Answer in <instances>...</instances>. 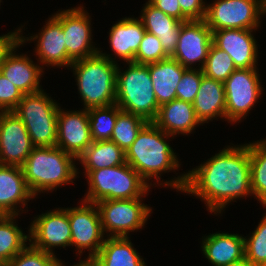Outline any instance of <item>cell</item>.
Returning a JSON list of instances; mask_svg holds the SVG:
<instances>
[{"instance_id": "obj_39", "label": "cell", "mask_w": 266, "mask_h": 266, "mask_svg": "<svg viewBox=\"0 0 266 266\" xmlns=\"http://www.w3.org/2000/svg\"><path fill=\"white\" fill-rule=\"evenodd\" d=\"M182 14L188 20H204L206 6L203 0H178Z\"/></svg>"}, {"instance_id": "obj_1", "label": "cell", "mask_w": 266, "mask_h": 266, "mask_svg": "<svg viewBox=\"0 0 266 266\" xmlns=\"http://www.w3.org/2000/svg\"><path fill=\"white\" fill-rule=\"evenodd\" d=\"M164 183L199 196L211 213H221L233 199L252 194L249 144L228 146L187 174Z\"/></svg>"}, {"instance_id": "obj_34", "label": "cell", "mask_w": 266, "mask_h": 266, "mask_svg": "<svg viewBox=\"0 0 266 266\" xmlns=\"http://www.w3.org/2000/svg\"><path fill=\"white\" fill-rule=\"evenodd\" d=\"M244 251L253 266H266V215L250 238H244Z\"/></svg>"}, {"instance_id": "obj_3", "label": "cell", "mask_w": 266, "mask_h": 266, "mask_svg": "<svg viewBox=\"0 0 266 266\" xmlns=\"http://www.w3.org/2000/svg\"><path fill=\"white\" fill-rule=\"evenodd\" d=\"M109 56L99 52L75 61L70 66L75 72L85 109L115 104L118 66Z\"/></svg>"}, {"instance_id": "obj_29", "label": "cell", "mask_w": 266, "mask_h": 266, "mask_svg": "<svg viewBox=\"0 0 266 266\" xmlns=\"http://www.w3.org/2000/svg\"><path fill=\"white\" fill-rule=\"evenodd\" d=\"M15 215H0V265H6L21 252L30 239L15 225Z\"/></svg>"}, {"instance_id": "obj_4", "label": "cell", "mask_w": 266, "mask_h": 266, "mask_svg": "<svg viewBox=\"0 0 266 266\" xmlns=\"http://www.w3.org/2000/svg\"><path fill=\"white\" fill-rule=\"evenodd\" d=\"M73 160L77 159L57 146L34 147L21 166L32 194L73 183L78 174Z\"/></svg>"}, {"instance_id": "obj_8", "label": "cell", "mask_w": 266, "mask_h": 266, "mask_svg": "<svg viewBox=\"0 0 266 266\" xmlns=\"http://www.w3.org/2000/svg\"><path fill=\"white\" fill-rule=\"evenodd\" d=\"M264 0H217L206 5L204 21L212 30L257 29Z\"/></svg>"}, {"instance_id": "obj_14", "label": "cell", "mask_w": 266, "mask_h": 266, "mask_svg": "<svg viewBox=\"0 0 266 266\" xmlns=\"http://www.w3.org/2000/svg\"><path fill=\"white\" fill-rule=\"evenodd\" d=\"M34 148L22 120L14 111H1L0 164L22 166Z\"/></svg>"}, {"instance_id": "obj_10", "label": "cell", "mask_w": 266, "mask_h": 266, "mask_svg": "<svg viewBox=\"0 0 266 266\" xmlns=\"http://www.w3.org/2000/svg\"><path fill=\"white\" fill-rule=\"evenodd\" d=\"M256 68H238L224 82L226 119L239 121L254 107L262 93Z\"/></svg>"}, {"instance_id": "obj_44", "label": "cell", "mask_w": 266, "mask_h": 266, "mask_svg": "<svg viewBox=\"0 0 266 266\" xmlns=\"http://www.w3.org/2000/svg\"><path fill=\"white\" fill-rule=\"evenodd\" d=\"M264 13H266V0H264Z\"/></svg>"}, {"instance_id": "obj_2", "label": "cell", "mask_w": 266, "mask_h": 266, "mask_svg": "<svg viewBox=\"0 0 266 266\" xmlns=\"http://www.w3.org/2000/svg\"><path fill=\"white\" fill-rule=\"evenodd\" d=\"M172 135L165 133L153 122H148L139 132L133 144L125 151L128 163L147 182L161 172L178 169V159L166 142Z\"/></svg>"}, {"instance_id": "obj_11", "label": "cell", "mask_w": 266, "mask_h": 266, "mask_svg": "<svg viewBox=\"0 0 266 266\" xmlns=\"http://www.w3.org/2000/svg\"><path fill=\"white\" fill-rule=\"evenodd\" d=\"M83 205L68 208L71 229V245L77 247L79 255L89 249L87 261H91L100 251L105 239L99 210L95 203L86 201Z\"/></svg>"}, {"instance_id": "obj_40", "label": "cell", "mask_w": 266, "mask_h": 266, "mask_svg": "<svg viewBox=\"0 0 266 266\" xmlns=\"http://www.w3.org/2000/svg\"><path fill=\"white\" fill-rule=\"evenodd\" d=\"M153 6L179 21H189L183 14L178 0H148Z\"/></svg>"}, {"instance_id": "obj_16", "label": "cell", "mask_w": 266, "mask_h": 266, "mask_svg": "<svg viewBox=\"0 0 266 266\" xmlns=\"http://www.w3.org/2000/svg\"><path fill=\"white\" fill-rule=\"evenodd\" d=\"M92 142L88 110L64 112L59 107L56 146L78 159Z\"/></svg>"}, {"instance_id": "obj_5", "label": "cell", "mask_w": 266, "mask_h": 266, "mask_svg": "<svg viewBox=\"0 0 266 266\" xmlns=\"http://www.w3.org/2000/svg\"><path fill=\"white\" fill-rule=\"evenodd\" d=\"M127 70L117 68L116 100L120 109L153 122L159 111L149 68L144 64L127 62Z\"/></svg>"}, {"instance_id": "obj_19", "label": "cell", "mask_w": 266, "mask_h": 266, "mask_svg": "<svg viewBox=\"0 0 266 266\" xmlns=\"http://www.w3.org/2000/svg\"><path fill=\"white\" fill-rule=\"evenodd\" d=\"M41 30L39 36L26 38L27 41L38 39L36 53L39 61L43 65L70 67L73 62L67 56L61 21L54 15Z\"/></svg>"}, {"instance_id": "obj_25", "label": "cell", "mask_w": 266, "mask_h": 266, "mask_svg": "<svg viewBox=\"0 0 266 266\" xmlns=\"http://www.w3.org/2000/svg\"><path fill=\"white\" fill-rule=\"evenodd\" d=\"M203 239V254L214 266H224L245 257L244 237L238 234L214 233Z\"/></svg>"}, {"instance_id": "obj_32", "label": "cell", "mask_w": 266, "mask_h": 266, "mask_svg": "<svg viewBox=\"0 0 266 266\" xmlns=\"http://www.w3.org/2000/svg\"><path fill=\"white\" fill-rule=\"evenodd\" d=\"M147 123V120L138 115L121 111L117 115L110 140L126 151Z\"/></svg>"}, {"instance_id": "obj_20", "label": "cell", "mask_w": 266, "mask_h": 266, "mask_svg": "<svg viewBox=\"0 0 266 266\" xmlns=\"http://www.w3.org/2000/svg\"><path fill=\"white\" fill-rule=\"evenodd\" d=\"M25 40V36L21 34V42L7 55L0 67L3 76L15 84L24 95L42 90L39 81L43 72L42 68L35 65L28 56L15 54L14 50L26 42Z\"/></svg>"}, {"instance_id": "obj_9", "label": "cell", "mask_w": 266, "mask_h": 266, "mask_svg": "<svg viewBox=\"0 0 266 266\" xmlns=\"http://www.w3.org/2000/svg\"><path fill=\"white\" fill-rule=\"evenodd\" d=\"M142 198L101 200L97 203L104 232L110 237H128L129 231L142 228L152 211Z\"/></svg>"}, {"instance_id": "obj_42", "label": "cell", "mask_w": 266, "mask_h": 266, "mask_svg": "<svg viewBox=\"0 0 266 266\" xmlns=\"http://www.w3.org/2000/svg\"><path fill=\"white\" fill-rule=\"evenodd\" d=\"M224 266H253L246 257H243L241 260L229 263L227 265Z\"/></svg>"}, {"instance_id": "obj_36", "label": "cell", "mask_w": 266, "mask_h": 266, "mask_svg": "<svg viewBox=\"0 0 266 266\" xmlns=\"http://www.w3.org/2000/svg\"><path fill=\"white\" fill-rule=\"evenodd\" d=\"M60 260L50 254L33 247L31 244L15 255L6 266H55Z\"/></svg>"}, {"instance_id": "obj_31", "label": "cell", "mask_w": 266, "mask_h": 266, "mask_svg": "<svg viewBox=\"0 0 266 266\" xmlns=\"http://www.w3.org/2000/svg\"><path fill=\"white\" fill-rule=\"evenodd\" d=\"M93 141L110 140L117 115L122 111L115 103L105 107L87 109Z\"/></svg>"}, {"instance_id": "obj_15", "label": "cell", "mask_w": 266, "mask_h": 266, "mask_svg": "<svg viewBox=\"0 0 266 266\" xmlns=\"http://www.w3.org/2000/svg\"><path fill=\"white\" fill-rule=\"evenodd\" d=\"M212 44V30L204 20H189L181 24V32L174 53L170 56L185 68L200 62L203 68Z\"/></svg>"}, {"instance_id": "obj_21", "label": "cell", "mask_w": 266, "mask_h": 266, "mask_svg": "<svg viewBox=\"0 0 266 266\" xmlns=\"http://www.w3.org/2000/svg\"><path fill=\"white\" fill-rule=\"evenodd\" d=\"M153 123L172 136L179 133L186 135L202 124L196 116L193 103L178 99L161 105Z\"/></svg>"}, {"instance_id": "obj_12", "label": "cell", "mask_w": 266, "mask_h": 266, "mask_svg": "<svg viewBox=\"0 0 266 266\" xmlns=\"http://www.w3.org/2000/svg\"><path fill=\"white\" fill-rule=\"evenodd\" d=\"M82 6L54 14L62 24L67 56L78 61L100 52L91 42L90 16Z\"/></svg>"}, {"instance_id": "obj_27", "label": "cell", "mask_w": 266, "mask_h": 266, "mask_svg": "<svg viewBox=\"0 0 266 266\" xmlns=\"http://www.w3.org/2000/svg\"><path fill=\"white\" fill-rule=\"evenodd\" d=\"M91 266H147L129 237H108L98 254L89 261Z\"/></svg>"}, {"instance_id": "obj_23", "label": "cell", "mask_w": 266, "mask_h": 266, "mask_svg": "<svg viewBox=\"0 0 266 266\" xmlns=\"http://www.w3.org/2000/svg\"><path fill=\"white\" fill-rule=\"evenodd\" d=\"M141 19L123 18L109 32V43L117 57L133 62L145 33Z\"/></svg>"}, {"instance_id": "obj_28", "label": "cell", "mask_w": 266, "mask_h": 266, "mask_svg": "<svg viewBox=\"0 0 266 266\" xmlns=\"http://www.w3.org/2000/svg\"><path fill=\"white\" fill-rule=\"evenodd\" d=\"M77 160L85 170H96L125 164L126 152L111 140L93 141Z\"/></svg>"}, {"instance_id": "obj_37", "label": "cell", "mask_w": 266, "mask_h": 266, "mask_svg": "<svg viewBox=\"0 0 266 266\" xmlns=\"http://www.w3.org/2000/svg\"><path fill=\"white\" fill-rule=\"evenodd\" d=\"M203 76L202 69L187 68L176 86V99L193 103Z\"/></svg>"}, {"instance_id": "obj_13", "label": "cell", "mask_w": 266, "mask_h": 266, "mask_svg": "<svg viewBox=\"0 0 266 266\" xmlns=\"http://www.w3.org/2000/svg\"><path fill=\"white\" fill-rule=\"evenodd\" d=\"M35 218L29 229V242L33 247L54 254L52 247L71 246L68 208L48 211Z\"/></svg>"}, {"instance_id": "obj_33", "label": "cell", "mask_w": 266, "mask_h": 266, "mask_svg": "<svg viewBox=\"0 0 266 266\" xmlns=\"http://www.w3.org/2000/svg\"><path fill=\"white\" fill-rule=\"evenodd\" d=\"M236 69L230 55L212 43L208 51L207 60L202 68L203 74L206 77L224 83Z\"/></svg>"}, {"instance_id": "obj_26", "label": "cell", "mask_w": 266, "mask_h": 266, "mask_svg": "<svg viewBox=\"0 0 266 266\" xmlns=\"http://www.w3.org/2000/svg\"><path fill=\"white\" fill-rule=\"evenodd\" d=\"M193 107L201 123H205L212 118L215 119L218 116L226 119L224 83L204 75L193 102Z\"/></svg>"}, {"instance_id": "obj_35", "label": "cell", "mask_w": 266, "mask_h": 266, "mask_svg": "<svg viewBox=\"0 0 266 266\" xmlns=\"http://www.w3.org/2000/svg\"><path fill=\"white\" fill-rule=\"evenodd\" d=\"M169 57L164 51L160 39L156 35L145 31L133 62L147 65Z\"/></svg>"}, {"instance_id": "obj_24", "label": "cell", "mask_w": 266, "mask_h": 266, "mask_svg": "<svg viewBox=\"0 0 266 266\" xmlns=\"http://www.w3.org/2000/svg\"><path fill=\"white\" fill-rule=\"evenodd\" d=\"M147 67L158 105L176 99V86L187 68L172 57L147 64Z\"/></svg>"}, {"instance_id": "obj_43", "label": "cell", "mask_w": 266, "mask_h": 266, "mask_svg": "<svg viewBox=\"0 0 266 266\" xmlns=\"http://www.w3.org/2000/svg\"><path fill=\"white\" fill-rule=\"evenodd\" d=\"M55 266H64V265L61 261H59ZM73 266H91V265H90V262L87 260H84V261L80 260L79 263H77Z\"/></svg>"}, {"instance_id": "obj_30", "label": "cell", "mask_w": 266, "mask_h": 266, "mask_svg": "<svg viewBox=\"0 0 266 266\" xmlns=\"http://www.w3.org/2000/svg\"><path fill=\"white\" fill-rule=\"evenodd\" d=\"M252 194L266 207V140L249 144Z\"/></svg>"}, {"instance_id": "obj_6", "label": "cell", "mask_w": 266, "mask_h": 266, "mask_svg": "<svg viewBox=\"0 0 266 266\" xmlns=\"http://www.w3.org/2000/svg\"><path fill=\"white\" fill-rule=\"evenodd\" d=\"M88 192L83 201L97 203L101 200L142 198L151 185L128 164L85 170Z\"/></svg>"}, {"instance_id": "obj_7", "label": "cell", "mask_w": 266, "mask_h": 266, "mask_svg": "<svg viewBox=\"0 0 266 266\" xmlns=\"http://www.w3.org/2000/svg\"><path fill=\"white\" fill-rule=\"evenodd\" d=\"M58 110V104L40 90L23 95L13 111L24 123L34 147H54Z\"/></svg>"}, {"instance_id": "obj_38", "label": "cell", "mask_w": 266, "mask_h": 266, "mask_svg": "<svg viewBox=\"0 0 266 266\" xmlns=\"http://www.w3.org/2000/svg\"><path fill=\"white\" fill-rule=\"evenodd\" d=\"M23 93L0 72V111H13Z\"/></svg>"}, {"instance_id": "obj_41", "label": "cell", "mask_w": 266, "mask_h": 266, "mask_svg": "<svg viewBox=\"0 0 266 266\" xmlns=\"http://www.w3.org/2000/svg\"><path fill=\"white\" fill-rule=\"evenodd\" d=\"M15 31L0 36V67L5 62L7 55L21 42V28Z\"/></svg>"}, {"instance_id": "obj_22", "label": "cell", "mask_w": 266, "mask_h": 266, "mask_svg": "<svg viewBox=\"0 0 266 266\" xmlns=\"http://www.w3.org/2000/svg\"><path fill=\"white\" fill-rule=\"evenodd\" d=\"M141 12L140 19L145 30L156 35L160 39L164 51L171 56L176 49L183 22L166 15L149 1Z\"/></svg>"}, {"instance_id": "obj_18", "label": "cell", "mask_w": 266, "mask_h": 266, "mask_svg": "<svg viewBox=\"0 0 266 266\" xmlns=\"http://www.w3.org/2000/svg\"><path fill=\"white\" fill-rule=\"evenodd\" d=\"M34 197L21 166L0 164V215L18 216L17 204L24 207Z\"/></svg>"}, {"instance_id": "obj_17", "label": "cell", "mask_w": 266, "mask_h": 266, "mask_svg": "<svg viewBox=\"0 0 266 266\" xmlns=\"http://www.w3.org/2000/svg\"><path fill=\"white\" fill-rule=\"evenodd\" d=\"M256 29H221L212 31V43L227 52L236 68H257Z\"/></svg>"}]
</instances>
